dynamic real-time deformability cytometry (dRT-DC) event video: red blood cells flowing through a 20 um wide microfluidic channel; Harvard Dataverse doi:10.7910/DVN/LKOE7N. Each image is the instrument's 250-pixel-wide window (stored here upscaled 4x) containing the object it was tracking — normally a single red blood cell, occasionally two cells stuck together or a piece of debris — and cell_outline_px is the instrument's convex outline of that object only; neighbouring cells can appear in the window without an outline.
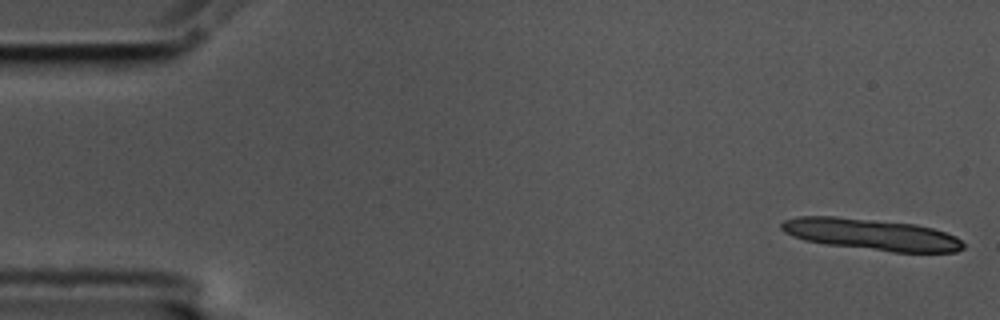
{"species": "common noctule bat (a hibernating species)", "species_latin": "Nyctalus noctula", "temperature_condition": "cold", "stored_images_in_passage": 12, "camera_frame_rate_fps": 3000, "um_per_image_px": 0.085, "animal": {"sex": "male", "body_mass_g": 17.5, "forearm_length_mm": 52.3}, "frame": {"image": 1, "passage_image": 1, "time_ms": 0.0, "image_size_px": [1000, 320], "cell_outline_px": [[964, 248], [956, 252], [892, 252], [828, 244], [804, 240], [792, 236], [784, 232], [780, 228], [780, 224], [784, 220], [800, 216], [836, 216], [916, 224], [932, 228], [956, 236], [964, 244]], "centroid_in_image_um": [74.05, 19.92], "position_along_channel_um": 10.9, "area_um2": 33.23}}